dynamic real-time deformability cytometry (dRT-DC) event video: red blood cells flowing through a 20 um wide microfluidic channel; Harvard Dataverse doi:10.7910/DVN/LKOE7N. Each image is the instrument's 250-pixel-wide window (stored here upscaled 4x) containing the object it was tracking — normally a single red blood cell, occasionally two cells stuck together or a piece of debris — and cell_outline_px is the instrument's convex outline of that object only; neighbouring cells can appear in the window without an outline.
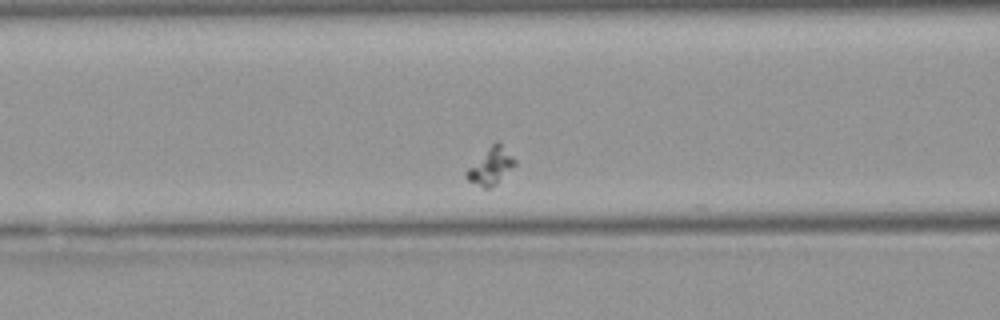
{"species": "Egyptian fruit bat (a non-hibernating species)", "species_latin": "Rousettus aegyptiacus", "temperature_condition": "warm", "stored_images_in_passage": 40, "segment_of_instrument_passage": [1, 2], "camera_frame_rate_fps": 3000, "um_per_image_px": 0.085, "animal": {"sex": "female"}, "frame": {"image": 1, "passage_image": 11, "time_ms": 3.333, "image_size_px": [1000, 320], "cell_outline_px": [[516, 164], [496, 184], [488, 188], [484, 188], [468, 180], [464, 176], [464, 172], [496, 140], [500, 140], [516, 160]], "centroid_in_image_um": [41.73, 14.1], "position_along_channel_um": 124.9, "area_um2": 10.29}}